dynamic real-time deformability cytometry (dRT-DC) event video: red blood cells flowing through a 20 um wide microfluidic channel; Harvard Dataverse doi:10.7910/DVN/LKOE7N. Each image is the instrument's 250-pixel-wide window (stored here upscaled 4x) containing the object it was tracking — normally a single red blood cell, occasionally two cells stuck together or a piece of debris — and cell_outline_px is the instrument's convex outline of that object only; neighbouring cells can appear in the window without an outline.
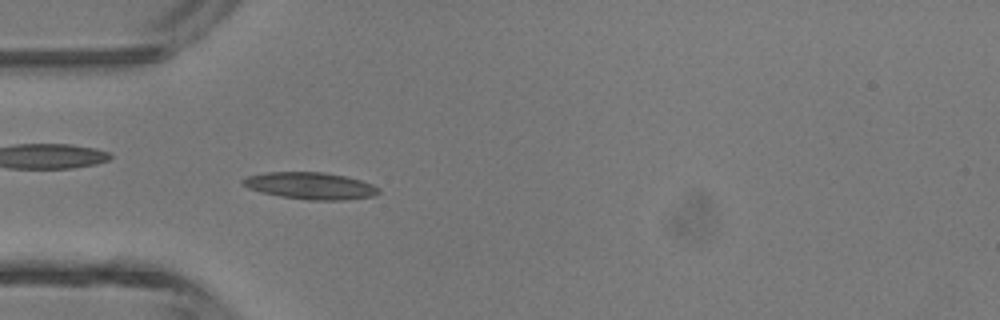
{"species": "common noctule bat (a hibernating species)", "species_latin": "Nyctalus noctula", "temperature_condition": "room temperature", "stored_images_in_passage": 39, "camera_frame_rate_fps": 3000, "um_per_image_px": 0.085, "animal": {"sex": "male", "body_mass_g": 13.3}, "frame": {"image": 1, "passage_image": 13, "time_ms": 4.0, "image_size_px": [1000, 320], "cell_outline_px": [[380, 192], [376, 196], [344, 200], [308, 200], [280, 196], [260, 192], [248, 188], [240, 180], [248, 176], [268, 172], [324, 172], [344, 176], [360, 180], [372, 184], [380, 188]], "centroid_in_image_um": [26.41, 15.8], "position_along_channel_um": 58.6, "area_um2": 21.33}}
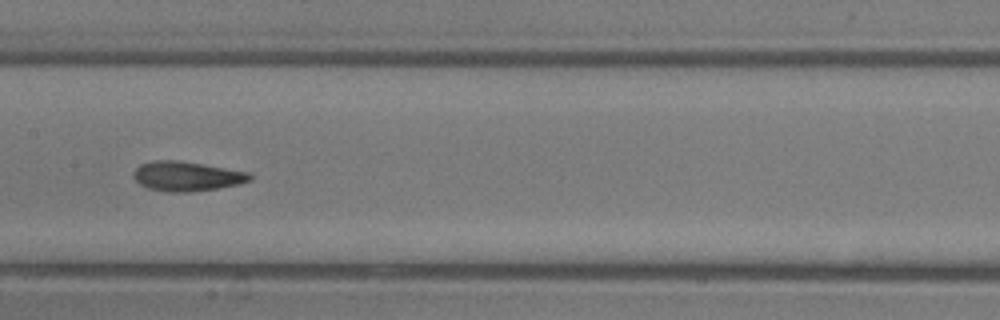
{"frame": {"image": 2, "passage_image": 22, "time_ms": 7.0, "image_size_px": [1000, 320], "cell_outline_px": [[252, 180], [236, 184], [216, 188], [192, 192], [168, 192], [148, 188], [140, 184], [132, 176], [132, 172], [140, 164], [152, 160], [180, 160], [204, 164], [248, 172], [252, 176]], "centroid_in_image_um": [15.83, 14.97], "position_along_channel_um": 191.6, "area_um2": 20.11}}
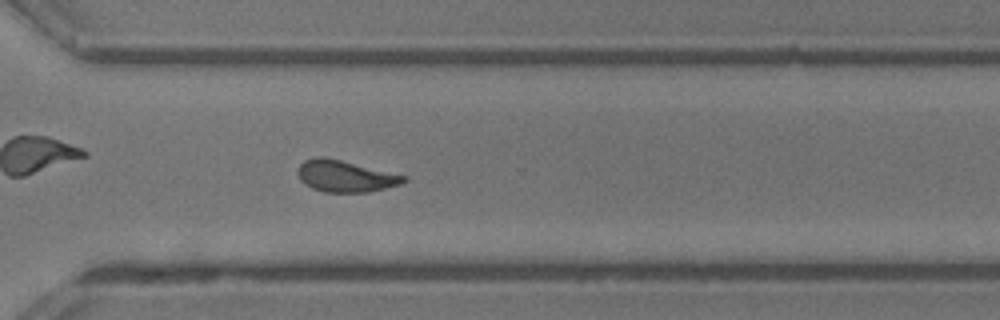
{"frame": {"image": 3, "passage_image": 32, "time_ms": 10.333, "image_size_px": [1000, 320], "cell_outline_px": [[408, 180], [400, 184], [368, 192], [324, 192], [312, 188], [304, 184], [300, 180], [296, 172], [300, 164], [304, 160], [316, 156], [324, 156], [408, 176]], "centroid_in_image_um": [29.32, 14.97], "position_along_channel_um": 341.3, "area_um2": 19.59}, "authors_computed_cell_mechanics": {"area_um2": 19.3052, "velocity_mm_per_s": 4.5183, "shape_relaxation_time_tau1_ms": 4.4935, "shape_relaxation_time_tau2_ms": 1.5889, "deformation_change_tau1": 0.1463, "deformation_change_tau2": 0.0777}}